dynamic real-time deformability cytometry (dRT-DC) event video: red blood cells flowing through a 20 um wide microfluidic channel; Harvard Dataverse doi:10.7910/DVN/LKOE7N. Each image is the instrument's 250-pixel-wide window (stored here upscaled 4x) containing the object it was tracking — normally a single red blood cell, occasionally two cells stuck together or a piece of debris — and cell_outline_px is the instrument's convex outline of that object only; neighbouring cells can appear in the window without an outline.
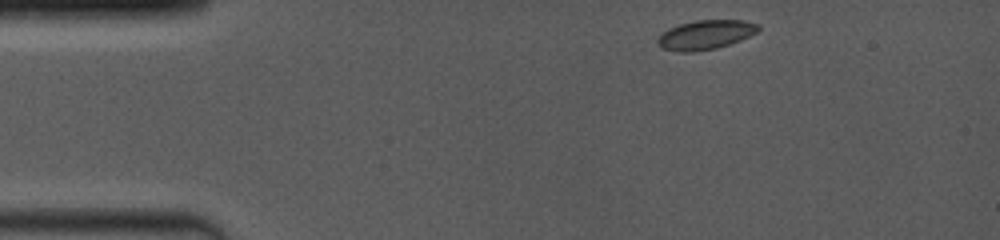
{"species": "common noctule bat (a hibernating species)", "species_latin": "Nyctalus noctula", "temperature_condition": "room temperature", "stored_images_in_passage": 53, "camera_frame_rate_fps": 4000, "um_per_image_px": 0.085, "animal": {"sex": "female", "body_mass_g": 19.0, "forearm_length_mm": 53.3}, "frame": {"image": 1, "passage_image": 1, "time_ms": 0.0, "image_size_px": [1000, 240], "cell_outline_px": [[760, 28], [756, 32], [740, 40], [716, 48], [692, 52], [680, 52], [660, 48], [656, 44], [656, 40], [668, 28], [680, 24], [696, 20], [744, 20], [760, 24]], "centroid_in_image_um": [59.94, 2.95], "position_along_channel_um": 25.1, "area_um2": 17.17}}
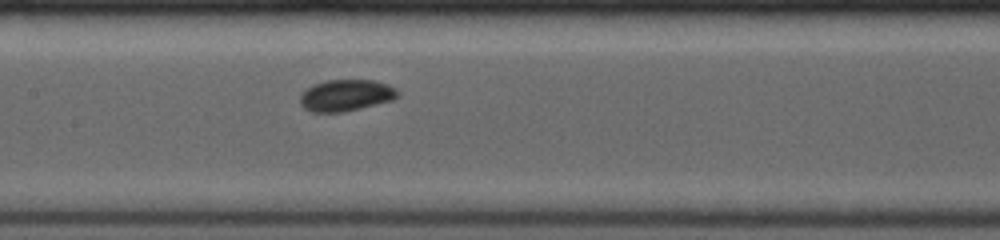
{"frame": {"image": 2, "passage_image": 23, "time_ms": 5.5, "image_size_px": [1000, 240], "cell_outline_px": [[400, 92], [392, 100], [344, 112], [312, 112], [304, 108], [300, 104], [300, 92], [312, 84], [324, 80], [372, 80], [388, 84], [396, 88]], "centroid_in_image_um": [29.36, 8.09], "position_along_channel_um": 178.0, "area_um2": 18.09}}
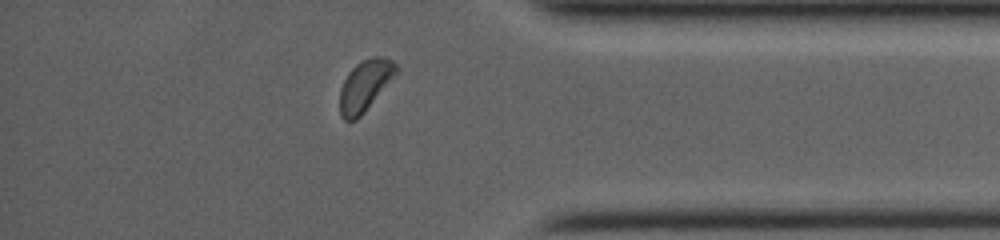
{"frame": {"image": 3, "passage_image": 46, "time_ms": 11.25, "image_size_px": [1000, 240], "cell_outline_px": [[400, 68], [396, 76], [364, 112], [356, 120], [344, 120], [340, 116], [340, 88], [348, 72], [360, 60], [372, 56], [384, 56], [392, 60]], "centroid_in_image_um": [31.05, 7.23], "position_along_channel_um": 404.1, "area_um2": 17.05}, "authors_computed_cell_mechanics": {"area_um2": 17.34, "velocity_mm_per_s": 4.0538, "shape_relaxation_time_tau1_ms": 1.9628, "shape_relaxation_time_tau2_ms": null, "deformation_change_tau1": 0.0533, "deformation_change_tau2": null}}